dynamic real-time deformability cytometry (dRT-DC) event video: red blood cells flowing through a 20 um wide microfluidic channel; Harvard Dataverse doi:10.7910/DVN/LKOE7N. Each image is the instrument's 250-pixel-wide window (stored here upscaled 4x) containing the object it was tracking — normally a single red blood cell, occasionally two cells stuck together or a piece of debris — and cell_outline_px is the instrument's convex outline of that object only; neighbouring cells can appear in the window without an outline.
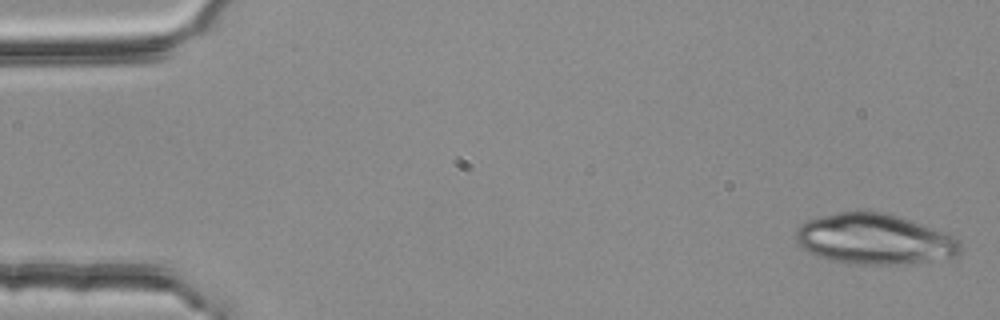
{"species": "common noctule bat (a hibernating species)", "species_latin": "Nyctalus noctula", "temperature_condition": "room temperature", "stored_images_in_passage": 4, "camera_frame_rate_fps": 3000, "um_per_image_px": 0.085, "animal": {"sex": "female", "body_mass_g": 25.1}, "frame": {"image": 1, "passage_image": 1, "time_ms": 0.0, "image_size_px": [1000, 320], "cell_outline_px": [[960, 252], [956, 256], [904, 264], [876, 264], [832, 260], [816, 256], [808, 252], [796, 240], [796, 228], [804, 220], [836, 212], [884, 212], [920, 224], [952, 236], [960, 240]], "centroid_in_image_um": [74.28, 20.32], "position_along_channel_um": 10.7, "area_um2": 47.51}}